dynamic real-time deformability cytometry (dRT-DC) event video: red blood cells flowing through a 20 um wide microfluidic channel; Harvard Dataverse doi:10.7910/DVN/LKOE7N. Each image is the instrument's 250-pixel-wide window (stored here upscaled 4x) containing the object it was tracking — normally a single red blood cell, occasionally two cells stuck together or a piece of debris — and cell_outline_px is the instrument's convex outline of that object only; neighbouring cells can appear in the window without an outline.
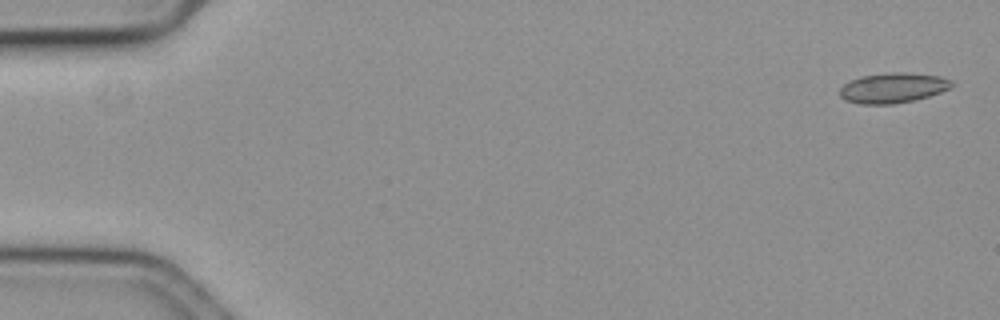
{"species": "common noctule bat (a hibernating species)", "species_latin": "Nyctalus noctula", "temperature_condition": "cold", "stored_images_in_passage": 58, "camera_frame_rate_fps": 3000, "um_per_image_px": 0.085, "animal": {"sex": "female", "body_mass_g": 19.3, "forearm_length_mm": 54.1}, "frame": {"image": 1, "passage_image": 1, "time_ms": 0.0, "image_size_px": [1000, 320], "cell_outline_px": [[956, 84], [940, 92], [928, 96], [912, 100], [892, 104], [860, 104], [844, 100], [840, 96], [840, 88], [848, 80], [860, 76], [892, 72], [904, 72], [940, 76], [952, 80]], "centroid_in_image_um": [75.87, 7.46], "position_along_channel_um": 9.1, "area_um2": 19.71}}
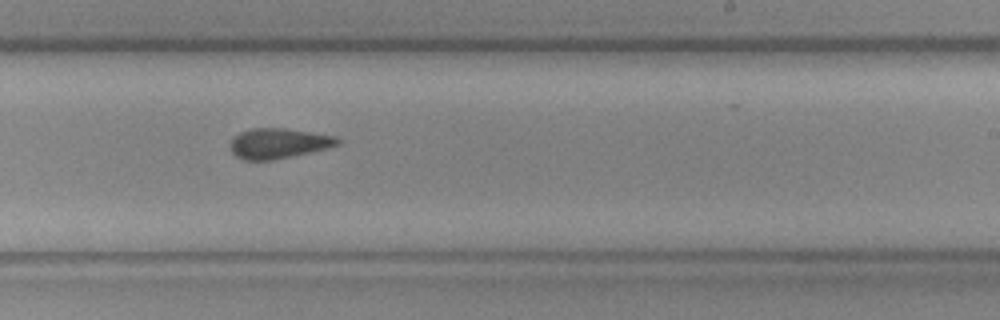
{"frame": {"image": 2, "passage_image": 35, "time_ms": 11.333, "image_size_px": [1000, 320], "cell_outline_px": [[340, 144], [308, 152], [272, 160], [244, 160], [236, 156], [232, 152], [228, 144], [232, 136], [240, 132], [252, 128], [284, 128], [336, 136], [340, 140]], "centroid_in_image_um": [23.59, 12.17], "position_along_channel_um": 265.4, "area_um2": 18.79}}
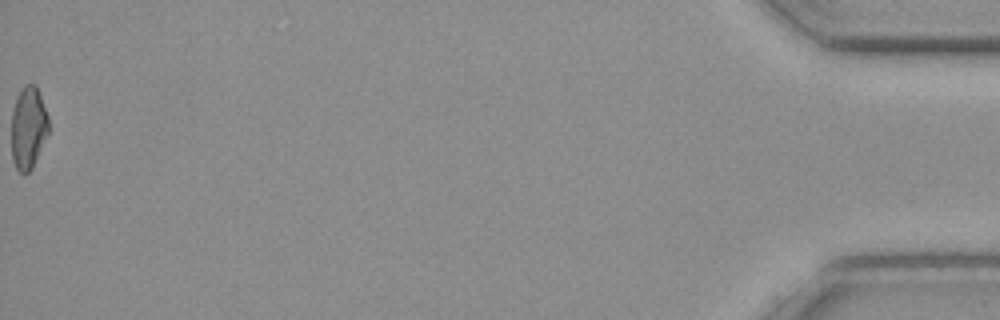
{"frame": {"image": 3, "passage_image": 58, "time_ms": 19.0, "image_size_px": [1000, 320], "cell_outline_px": [[48, 132], [32, 168], [24, 176], [16, 168], [12, 160], [12, 112], [16, 96], [24, 84], [36, 84], [48, 116]], "centroid_in_image_um": [2.39, 10.85], "position_along_channel_um": 432.8, "area_um2": 17.8}, "authors_computed_cell_mechanics": {"area_um2": 19.074, "velocity_mm_per_s": 3.5724, "shape_relaxation_time_tau1_ms": null, "shape_relaxation_time_tau2_ms": 3.8252, "deformation_change_tau1": null, "deformation_change_tau2": 0.092}}